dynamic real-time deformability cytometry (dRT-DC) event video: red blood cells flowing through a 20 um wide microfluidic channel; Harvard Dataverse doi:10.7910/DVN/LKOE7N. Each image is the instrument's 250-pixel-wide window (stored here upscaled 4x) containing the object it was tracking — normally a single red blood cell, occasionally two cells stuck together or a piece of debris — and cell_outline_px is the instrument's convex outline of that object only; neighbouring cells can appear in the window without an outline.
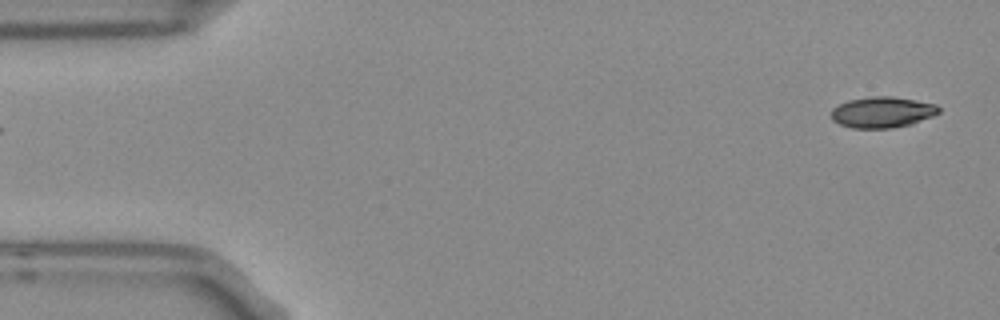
{"species": "Egyptian fruit bat (a non-hibernating species)", "species_latin": "Rousettus aegyptiacus", "temperature_condition": "room temperature", "stored_images_in_passage": 5, "segment_of_instrument_passage": [2, 2], "camera_frame_rate_fps": 3000, "um_per_image_px": 0.085, "frame": {"image": 1, "passage_image": 5, "time_ms": 1.333, "image_size_px": [1000, 320], "cell_outline_px": [[940, 112], [932, 116], [912, 124], [892, 128], [852, 128], [840, 124], [832, 120], [832, 108], [848, 100], [872, 96], [892, 96], [936, 104], [940, 108]], "centroid_in_image_um": [75.0, 9.54], "position_along_channel_um": 10.0, "area_um2": 19.36}}